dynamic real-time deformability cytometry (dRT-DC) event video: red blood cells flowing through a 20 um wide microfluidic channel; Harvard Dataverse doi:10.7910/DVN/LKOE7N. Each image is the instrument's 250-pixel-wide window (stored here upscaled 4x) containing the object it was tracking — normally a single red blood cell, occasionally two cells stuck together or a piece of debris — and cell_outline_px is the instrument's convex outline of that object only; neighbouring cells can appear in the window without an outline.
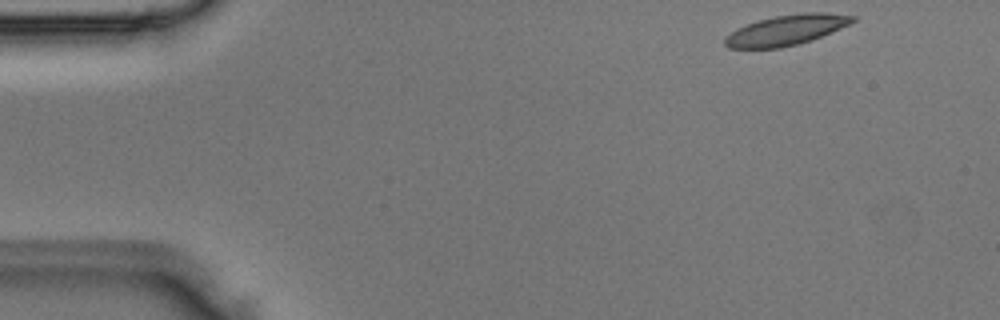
{"species": "Egyptian fruit bat (a non-hibernating species)", "species_latin": "Rousettus aegyptiacus", "temperature_condition": "room temperature", "stored_images_in_passage": 4, "camera_frame_rate_fps": 3000, "um_per_image_px": 0.085, "animal": {"sex": "male"}, "frame": {"image": 1, "passage_image": 1, "time_ms": 0.0, "image_size_px": [1000, 320], "cell_outline_px": [[856, 20], [840, 28], [812, 40], [780, 48], [728, 48], [724, 44], [724, 36], [736, 28], [760, 20], [776, 16], [804, 12], [824, 12], [856, 16]], "centroid_in_image_um": [66.81, 2.56], "position_along_channel_um": 18.2, "area_um2": 22.37}}
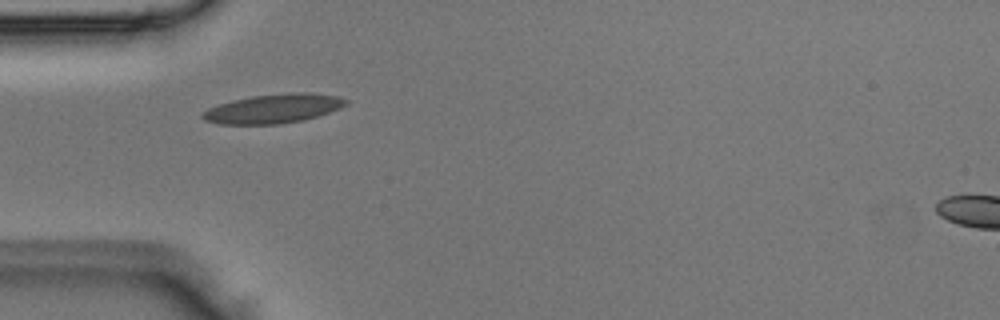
{"frame": {"image": 2, "passage_image": 4, "time_ms": 1.0, "image_size_px": [1000, 320], "cell_outline_px": [[348, 100], [340, 108], [304, 120], [280, 124], [220, 124], [204, 120], [200, 116], [200, 112], [208, 108], [232, 100], [252, 96], [288, 92], [304, 92], [336, 96]], "centroid_in_image_um": [23.17, 9.23], "position_along_channel_um": 61.8, "area_um2": 24.22}}